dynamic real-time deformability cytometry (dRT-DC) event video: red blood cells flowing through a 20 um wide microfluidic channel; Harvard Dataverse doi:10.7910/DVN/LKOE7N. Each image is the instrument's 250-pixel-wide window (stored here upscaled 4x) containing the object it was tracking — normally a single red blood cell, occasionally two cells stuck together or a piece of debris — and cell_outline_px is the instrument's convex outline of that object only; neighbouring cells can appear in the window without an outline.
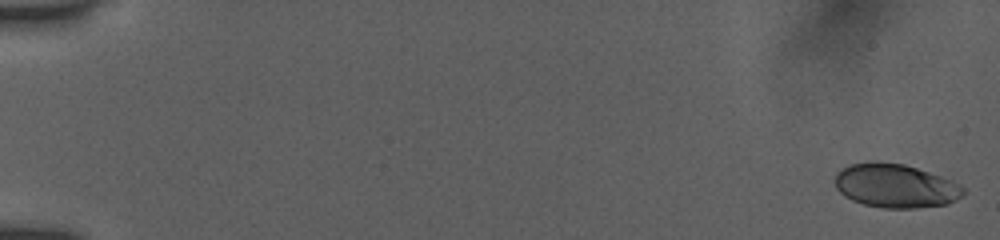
{"species": "human", "species_latin": "Homo sapiens", "temperature_condition": "room temperature", "stored_images_in_passage": 54, "camera_frame_rate_fps": 3000, "um_per_image_px": 0.085, "donor": {"sex": "female"}, "frame": {"image": 1, "passage_image": 1, "time_ms": 0.0, "image_size_px": [1000, 240], "cell_outline_px": [[964, 192], [956, 200], [948, 204], [916, 208], [884, 208], [864, 204], [852, 200], [844, 196], [836, 188], [836, 172], [848, 164], [876, 160], [904, 164], [952, 180], [960, 184], [964, 188]], "centroid_in_image_um": [76.09, 15.78], "position_along_channel_um": 8.9, "area_um2": 32.89}}
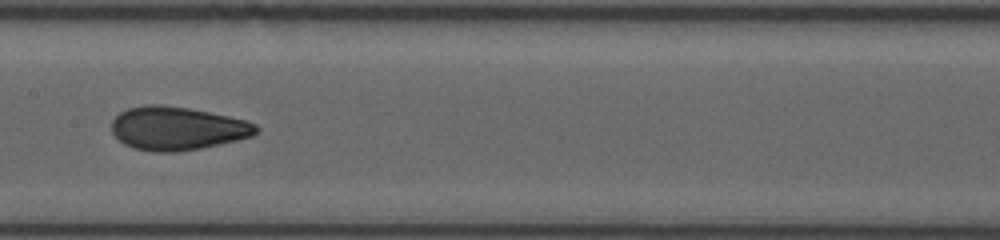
{"frame": {"image": 2, "passage_image": 29, "time_ms": 9.333, "image_size_px": [1000, 240], "cell_outline_px": [[260, 128], [252, 136], [236, 140], [200, 148], [176, 152], [152, 152], [132, 148], [124, 144], [112, 132], [112, 120], [120, 112], [128, 108], [144, 104], [160, 104], [188, 108], [228, 116], [244, 120], [256, 124]], "centroid_in_image_um": [15.03, 10.91], "position_along_channel_um": 192.4, "area_um2": 36.47}}
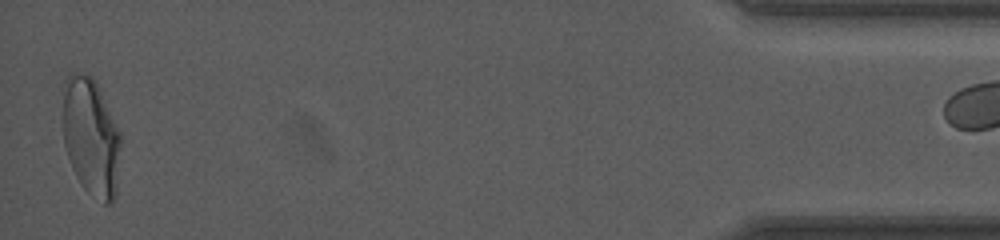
{"frame": {"image": 3, "passage_image": 53, "time_ms": 17.333, "image_size_px": [1000, 240], "cell_outline_px": [[120, 144], [116, 196], [108, 204], [104, 204], [88, 192], [80, 184], [72, 168], [64, 144], [60, 88], [68, 72], [80, 72], [92, 76], [120, 132]], "centroid_in_image_um": [7.67, 11.58], "position_along_channel_um": 427.5, "area_um2": 40.34}}